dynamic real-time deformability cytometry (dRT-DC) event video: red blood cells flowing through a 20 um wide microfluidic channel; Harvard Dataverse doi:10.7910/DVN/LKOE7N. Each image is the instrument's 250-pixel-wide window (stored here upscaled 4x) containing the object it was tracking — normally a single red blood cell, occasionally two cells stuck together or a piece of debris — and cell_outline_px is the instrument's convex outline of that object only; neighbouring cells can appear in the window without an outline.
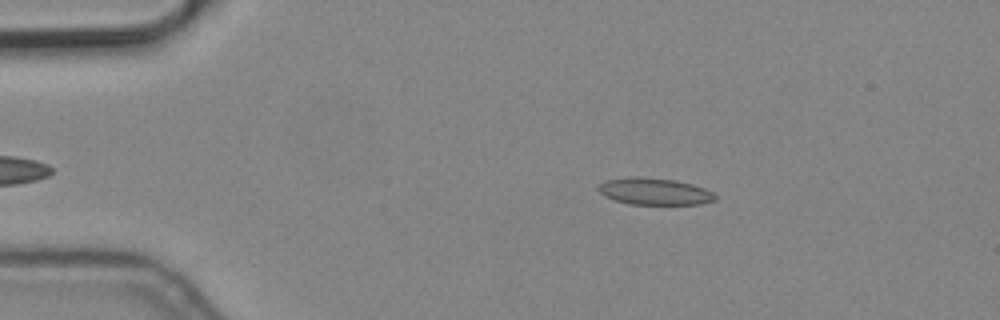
{"species": "common noctule bat (a hibernating species)", "species_latin": "Nyctalus noctula", "temperature_condition": "cold", "stored_images_in_passage": 4, "camera_frame_rate_fps": 3000, "um_per_image_px": 0.085, "animal": {"sex": "male", "body_mass_g": 19.2, "forearm_length_mm": 51.8}, "frame": {"image": 1, "passage_image": 1, "time_ms": 0.0, "image_size_px": [1000, 320], "cell_outline_px": [[716, 200], [700, 204], [628, 204], [604, 196], [596, 188], [604, 180], [628, 176], [640, 176], [676, 180], [692, 184], [704, 188], [712, 192], [716, 196]], "centroid_in_image_um": [55.6, 16.25], "position_along_channel_um": 29.4, "area_um2": 18.44}}
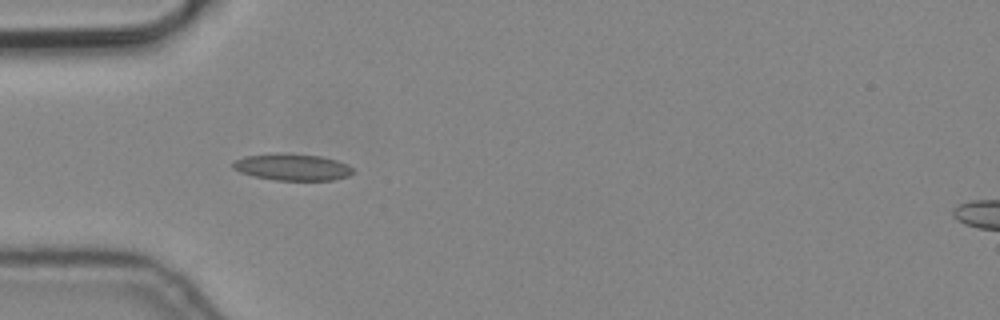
{"frame": {"image": 2, "passage_image": 3, "time_ms": 0.667, "image_size_px": [1000, 320], "cell_outline_px": [[352, 172], [348, 176], [332, 180], [276, 180], [252, 176], [240, 172], [232, 168], [232, 164], [236, 160], [244, 156], [320, 156], [336, 160], [348, 164], [352, 168]], "centroid_in_image_um": [24.87, 14.26], "position_along_channel_um": 60.1, "area_um2": 17.63}}
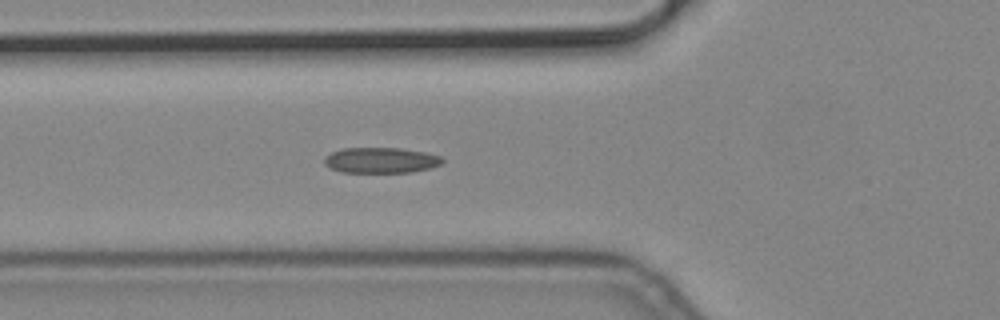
{"frame": {"image": 3, "passage_image": 4, "time_ms": 1.0, "image_size_px": [1000, 320], "cell_outline_px": [[444, 160], [440, 164], [428, 168], [412, 172], [340, 172], [324, 164], [324, 156], [332, 152], [344, 148], [400, 148], [424, 152], [440, 156]], "centroid_in_image_um": [32.34, 13.62], "position_along_channel_um": 93.5, "area_um2": 17.46}}